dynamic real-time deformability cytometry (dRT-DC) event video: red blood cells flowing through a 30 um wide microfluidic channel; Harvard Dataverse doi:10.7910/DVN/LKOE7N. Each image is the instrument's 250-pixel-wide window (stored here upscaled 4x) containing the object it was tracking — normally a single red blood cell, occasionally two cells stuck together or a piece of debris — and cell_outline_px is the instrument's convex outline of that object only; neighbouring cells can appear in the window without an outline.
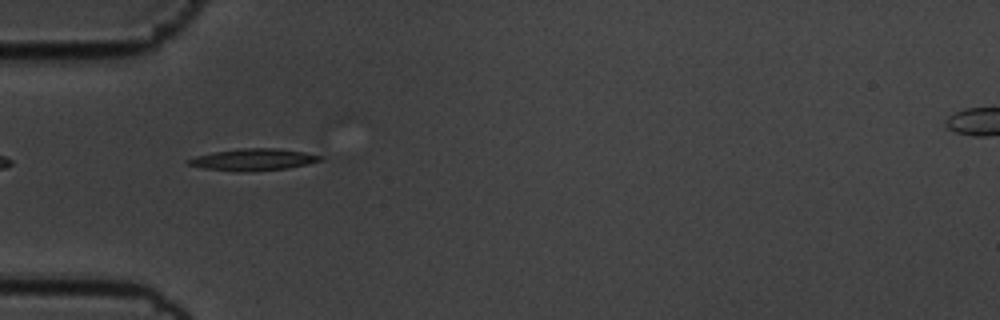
{"species": "common noctule bat (a hibernating species)", "species_latin": "Nyctalus noctula", "temperature_condition": "cold", "stored_images_in_passage": 42, "camera_frame_rate_fps": 3000, "um_per_image_px": 0.085, "animal": {"sex": "male", "body_mass_g": 19.5, "forearm_length_mm": 54.6}, "frame": {"image": 1, "passage_image": 3, "time_ms": 0.667, "image_size_px": [1000, 320], "cell_outline_px": [[324, 160], [308, 164], [288, 168], [244, 172], [236, 172], [204, 168], [188, 164], [184, 160], [196, 156], [212, 152], [240, 148], [276, 148], [304, 152], [324, 156]], "centroid_in_image_um": [21.54, 13.56], "position_along_channel_um": 63.5, "area_um2": 16.94}}
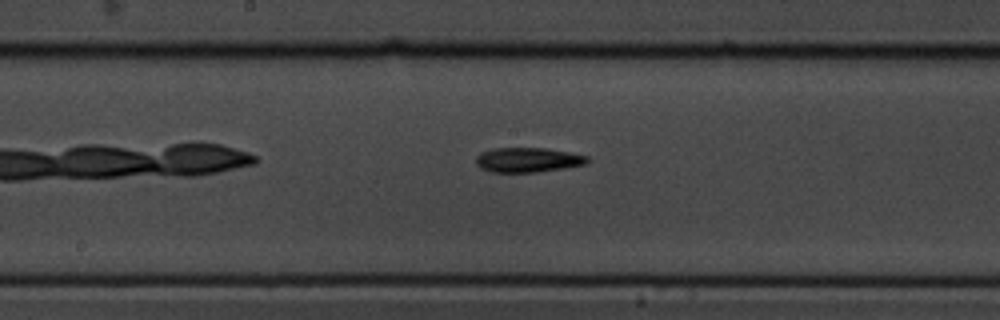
{"frame": {"image": 2, "passage_image": 15, "time_ms": 4.667, "image_size_px": [1000, 320], "cell_outline_px": [[588, 160], [584, 164], [564, 168], [536, 172], [492, 172], [480, 168], [476, 164], [476, 156], [480, 152], [492, 148], [548, 148], [588, 156]], "centroid_in_image_um": [44.82, 13.58], "position_along_channel_um": 203.4, "area_um2": 16.01}}
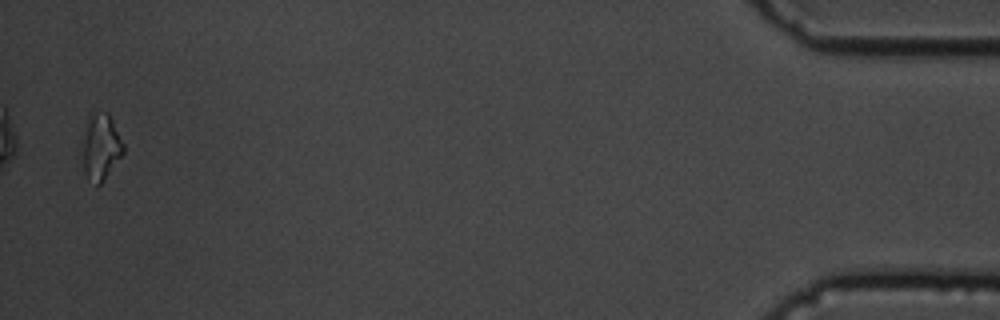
{"frame": {"image": 3, "passage_image": 41, "time_ms": 13.333, "image_size_px": [1000, 320], "cell_outline_px": [[124, 152], [100, 184], [96, 188], [84, 172], [80, 152], [80, 136], [88, 112], [92, 108], [108, 112], [124, 144]], "centroid_in_image_um": [8.47, 12.38], "position_along_channel_um": 426.7, "area_um2": 16.94}, "authors_computed_cell_mechanics": {"area_um2": 15.4904, "velocity_mm_per_s": 3.5442, "shape_relaxation_time_tau1_ms": 4.544, "shape_relaxation_time_tau2_ms": null, "deformation_change_tau1": 0.1469, "deformation_change_tau2": null}}